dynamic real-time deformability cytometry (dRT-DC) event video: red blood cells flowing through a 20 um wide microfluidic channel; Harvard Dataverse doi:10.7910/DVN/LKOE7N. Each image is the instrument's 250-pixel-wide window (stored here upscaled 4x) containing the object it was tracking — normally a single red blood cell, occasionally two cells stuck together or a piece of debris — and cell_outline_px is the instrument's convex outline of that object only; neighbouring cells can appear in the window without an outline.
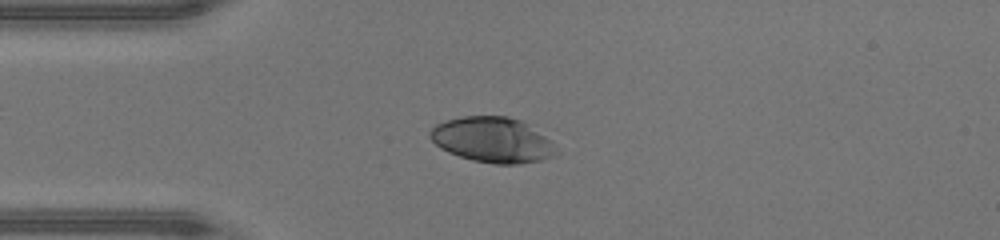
{"species": "human", "species_latin": "Homo sapiens", "temperature_condition": "warm", "stored_images_in_passage": 47, "camera_frame_rate_fps": 3000, "um_per_image_px": 0.085, "donor": {"sex": "male"}, "frame": {"image": 1, "passage_image": 11, "time_ms": 3.333, "image_size_px": [1000, 240], "cell_outline_px": [[560, 152], [556, 156], [544, 160], [520, 164], [496, 164], [472, 160], [448, 152], [440, 148], [428, 136], [428, 132], [436, 124], [444, 120], [460, 116], [508, 116], [520, 120], [528, 124], [552, 140]], "centroid_in_image_um": [41.9, 11.89], "position_along_channel_um": 43.1, "area_um2": 33.87}}
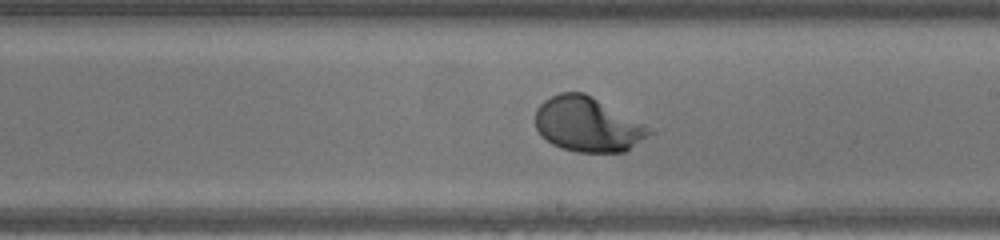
{"frame": {"image": 2, "passage_image": 26, "time_ms": 8.333, "image_size_px": [1000, 240], "cell_outline_px": [[656, 132], [624, 152], [576, 152], [560, 148], [552, 144], [540, 136], [536, 128], [536, 108], [544, 100], [560, 92], [584, 92], [592, 96], [644, 124]], "centroid_in_image_um": [49.94, 10.59], "position_along_channel_um": 239.1, "area_um2": 36.36}}
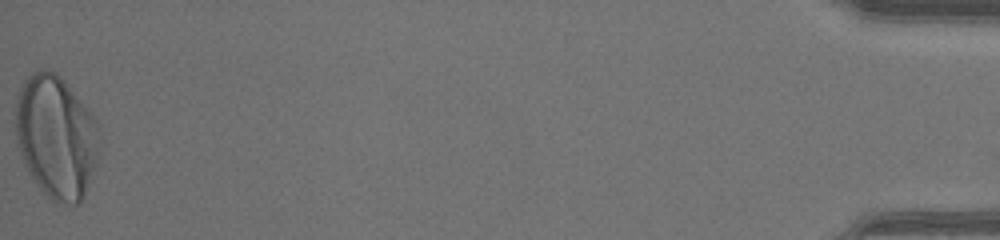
{"frame": {"image": 3, "passage_image": 47, "time_ms": 15.333, "image_size_px": [1000, 240], "cell_outline_px": [[100, 152], [96, 164], [84, 196], [80, 204], [68, 204], [52, 200], [40, 188], [28, 172], [24, 164], [16, 144], [16, 100], [20, 88], [24, 80], [32, 72], [40, 68], [48, 68], [56, 72], [64, 80], [100, 124]], "centroid_in_image_um": [4.79, 11.61], "position_along_channel_um": 430.4, "area_um2": 60.69}, "authors_computed_cell_mechanics": {"area_um2": 36.2984, "velocity_mm_per_s": 4.3046, "shape_relaxation_time_tau1_ms": 1.9681, "shape_relaxation_time_tau2_ms": null, "deformation_change_tau1": 0.1737, "deformation_change_tau2": null}}